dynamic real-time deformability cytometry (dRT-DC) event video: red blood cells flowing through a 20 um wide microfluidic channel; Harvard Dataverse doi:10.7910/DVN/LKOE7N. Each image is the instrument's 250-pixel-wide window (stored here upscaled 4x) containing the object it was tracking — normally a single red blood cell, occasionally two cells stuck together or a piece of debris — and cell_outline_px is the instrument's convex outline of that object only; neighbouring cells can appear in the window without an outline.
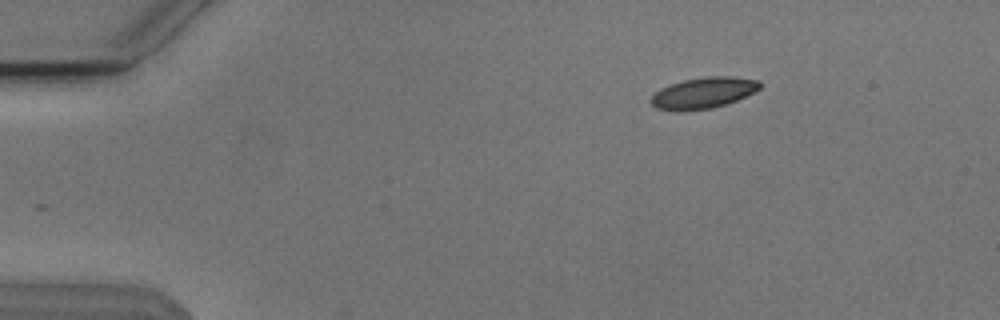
{"species": "Egyptian fruit bat (a non-hibernating species)", "species_latin": "Rousettus aegyptiacus", "temperature_condition": "cold", "stored_images_in_passage": 3, "camera_frame_rate_fps": 3000, "um_per_image_px": 0.085, "animal": {"sex": "male"}, "frame": {"image": 1, "passage_image": 1, "time_ms": 0.0, "image_size_px": [1000, 320], "cell_outline_px": [[760, 88], [736, 100], [712, 108], [676, 112], [656, 108], [648, 100], [660, 88], [668, 84], [684, 80], [708, 76], [732, 76], [760, 80]], "centroid_in_image_um": [59.73, 7.9], "position_along_channel_um": 25.3, "area_um2": 19.77}}